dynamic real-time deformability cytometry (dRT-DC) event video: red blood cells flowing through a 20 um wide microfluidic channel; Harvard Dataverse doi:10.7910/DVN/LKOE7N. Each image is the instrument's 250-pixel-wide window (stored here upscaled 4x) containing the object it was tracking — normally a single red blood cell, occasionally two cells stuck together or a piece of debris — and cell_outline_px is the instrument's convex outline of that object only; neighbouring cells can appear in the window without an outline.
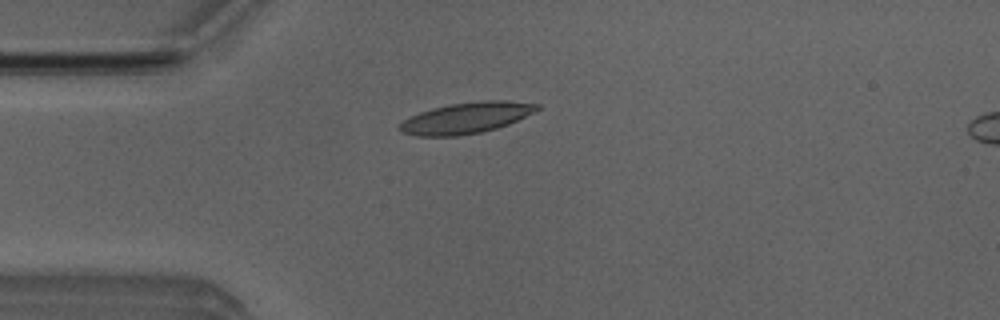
{"species": "Egyptian fruit bat (a non-hibernating species)", "species_latin": "Rousettus aegyptiacus", "temperature_condition": "room temperature", "stored_images_in_passage": 36, "camera_frame_rate_fps": 3000, "um_per_image_px": 0.085, "animal": {"sex": "male"}, "frame": {"image": 1, "passage_image": 1, "time_ms": 0.0, "image_size_px": [1000, 320], "cell_outline_px": [[540, 108], [536, 112], [508, 124], [496, 128], [480, 132], [456, 136], [416, 136], [400, 132], [396, 128], [404, 120], [420, 112], [432, 108], [448, 104], [484, 100], [500, 100], [540, 104]], "centroid_in_image_um": [39.62, 10.02], "position_along_channel_um": 45.4, "area_um2": 24.85}}
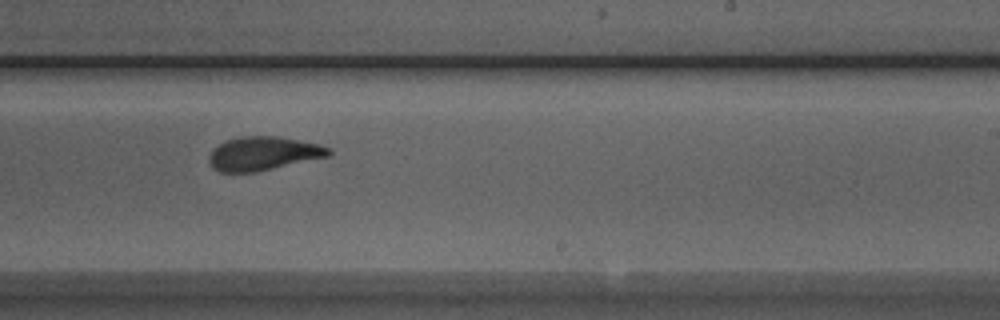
{"frame": {"image": 2, "passage_image": 19, "time_ms": 6.0, "image_size_px": [1000, 320], "cell_outline_px": [[332, 152], [328, 156], [256, 172], [220, 172], [212, 168], [208, 160], [208, 156], [220, 144], [228, 140], [240, 136], [276, 136], [320, 144], [328, 148]], "centroid_in_image_um": [22.36, 13.05], "position_along_channel_um": 266.6, "area_um2": 23.24}}
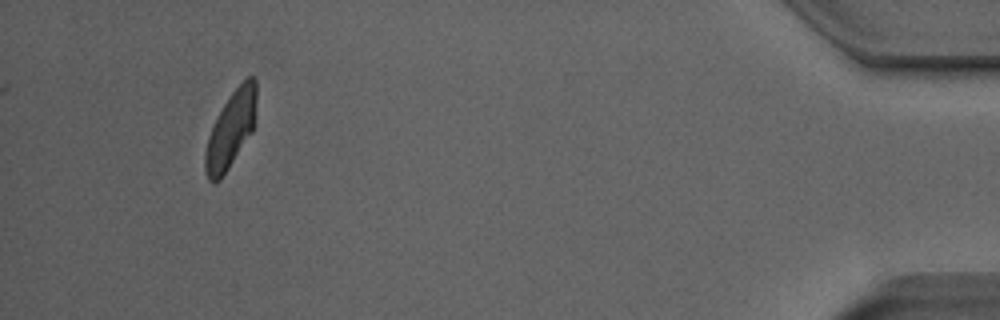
{"frame": {"image": 3, "passage_image": 36, "time_ms": 11.667, "image_size_px": [1000, 320], "cell_outline_px": [[256, 100], [252, 132], [220, 180], [212, 184], [208, 180], [204, 168], [204, 152], [208, 136], [224, 104], [232, 92], [248, 76], [252, 76], [256, 80]], "centroid_in_image_um": [19.6, 11.05], "position_along_channel_um": 415.6, "area_um2": 22.37}, "authors_computed_cell_mechanics": {"area_um2": 23.8425, "velocity_mm_per_s": 3.9579, "shape_relaxation_time_tau1_ms": 4.5774, "shape_relaxation_time_tau2_ms": 1.8728, "deformation_change_tau1": 0.1685, "deformation_change_tau2": 0.0832}}